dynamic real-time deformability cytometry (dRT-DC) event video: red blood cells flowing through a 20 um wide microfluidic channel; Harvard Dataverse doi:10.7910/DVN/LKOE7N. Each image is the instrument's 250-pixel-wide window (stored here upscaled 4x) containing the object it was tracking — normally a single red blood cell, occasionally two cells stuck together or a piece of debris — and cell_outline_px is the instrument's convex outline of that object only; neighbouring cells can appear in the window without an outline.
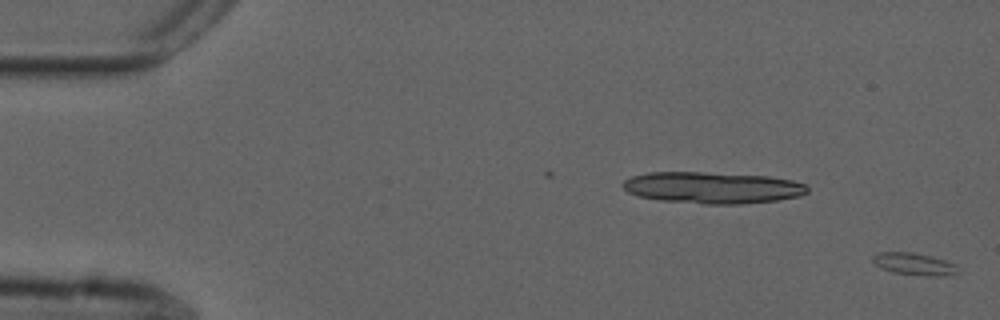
{"species": "common noctule bat (a hibernating species)", "species_latin": "Nyctalus noctula", "temperature_condition": "cold", "stored_images_in_passage": 55, "camera_frame_rate_fps": 3000, "um_per_image_px": 0.085, "animal": {"sex": "male", "forearm_length_mm": 52.5}, "frame": {"image": 1, "passage_image": 1, "time_ms": 0.0, "image_size_px": [1000, 320], "cell_outline_px": [[960, 272], [944, 276], [928, 276], [892, 272], [880, 268], [872, 260], [872, 256], [876, 252], [912, 252], [932, 256], [956, 264]], "centroid_in_image_um": [77.71, 22.44], "position_along_channel_um": 7.3, "area_um2": 11.1}}
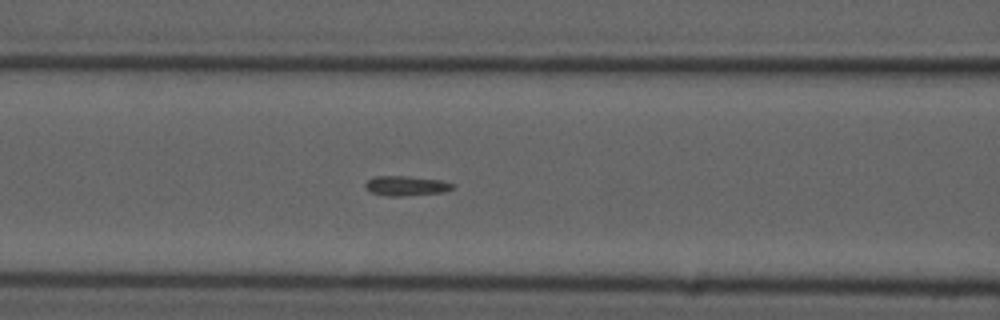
{"frame": {"image": 2, "passage_image": 23, "time_ms": 7.333, "image_size_px": [1000, 320], "cell_outline_px": [[456, 188], [444, 192], [404, 196], [388, 196], [368, 192], [364, 188], [364, 184], [368, 180], [376, 176], [408, 176], [440, 180], [456, 184]], "centroid_in_image_um": [34.53, 15.8], "position_along_channel_um": 132.1, "area_um2": 10.29}}
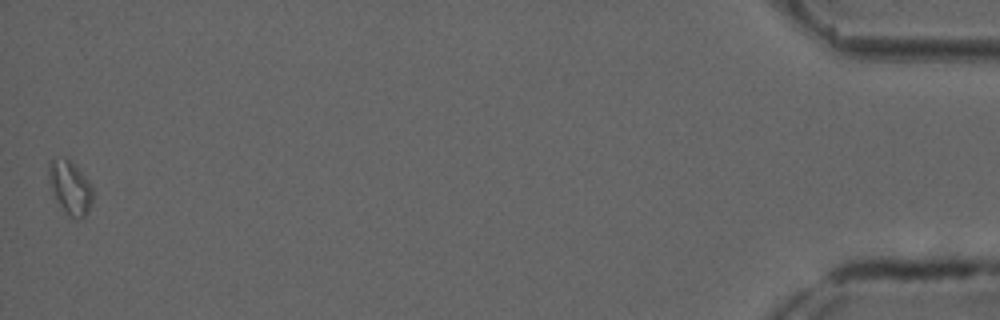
{"frame": {"image": 3, "passage_image": 55, "time_ms": 18.0, "image_size_px": [1000, 320], "cell_outline_px": [[92, 200], [88, 212], [84, 216], [72, 220], [68, 216], [60, 204], [48, 180], [48, 164], [52, 160], [68, 160], [76, 164], [88, 180], [92, 188]], "centroid_in_image_um": [5.98, 15.96], "position_along_channel_um": 429.2, "area_um2": 13.35}}